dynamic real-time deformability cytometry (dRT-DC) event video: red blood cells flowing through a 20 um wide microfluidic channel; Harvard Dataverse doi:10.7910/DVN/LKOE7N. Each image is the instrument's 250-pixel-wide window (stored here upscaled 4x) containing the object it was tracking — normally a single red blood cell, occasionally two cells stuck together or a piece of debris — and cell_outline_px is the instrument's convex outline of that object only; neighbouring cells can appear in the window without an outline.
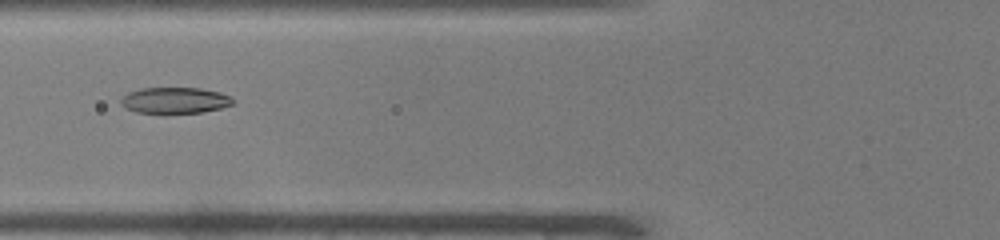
{"species": "common noctule bat (a hibernating species)", "species_latin": "Nyctalus noctula", "temperature_condition": "warm", "stored_images_in_passage": 33, "camera_frame_rate_fps": 3000, "um_per_image_px": 0.085, "animal": {"sex": "male", "body_mass_g": 19.0, "forearm_length_mm": 50.8}, "frame": {"image": 1, "passage_image": 9, "time_ms": 2.667, "image_size_px": [1000, 240], "cell_outline_px": [[232, 104], [220, 108], [200, 112], [164, 116], [136, 112], [120, 104], [120, 100], [128, 92], [140, 88], [200, 88], [220, 92], [232, 96]], "centroid_in_image_um": [14.83, 8.56], "position_along_channel_um": 111.0, "area_um2": 17.63}}
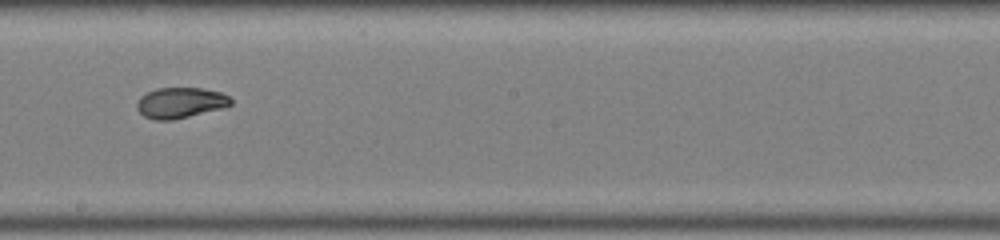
{"frame": {"image": 2, "passage_image": 18, "time_ms": 5.667, "image_size_px": [1000, 240], "cell_outline_px": [[232, 104], [220, 108], [172, 120], [152, 120], [144, 116], [136, 108], [136, 104], [140, 96], [156, 88], [204, 88], [220, 92], [228, 96], [232, 100]], "centroid_in_image_um": [15.29, 8.73], "position_along_channel_um": 232.9, "area_um2": 16.65}}
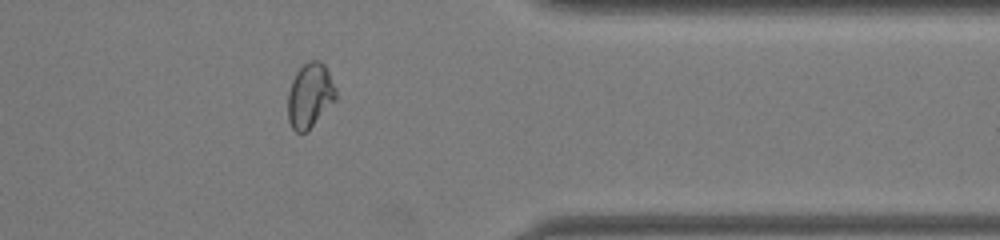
{"frame": {"image": 3, "passage_image": 30, "time_ms": 9.667, "image_size_px": [1000, 240], "cell_outline_px": [[336, 100], [308, 132], [296, 132], [292, 128], [288, 120], [288, 92], [292, 80], [296, 72], [308, 60], [320, 60], [324, 64], [336, 88]], "centroid_in_image_um": [26.34, 8.13], "position_along_channel_um": 385.1, "area_um2": 18.26}, "authors_computed_cell_mechanics": {"area_um2": 17.3978, "velocity_mm_per_s": 4.0698, "shape_relaxation_time_tau1_ms": 6.2477, "shape_relaxation_time_tau2_ms": 1.0148, "deformation_change_tau1": 0.2328, "deformation_change_tau2": 0.0463}}